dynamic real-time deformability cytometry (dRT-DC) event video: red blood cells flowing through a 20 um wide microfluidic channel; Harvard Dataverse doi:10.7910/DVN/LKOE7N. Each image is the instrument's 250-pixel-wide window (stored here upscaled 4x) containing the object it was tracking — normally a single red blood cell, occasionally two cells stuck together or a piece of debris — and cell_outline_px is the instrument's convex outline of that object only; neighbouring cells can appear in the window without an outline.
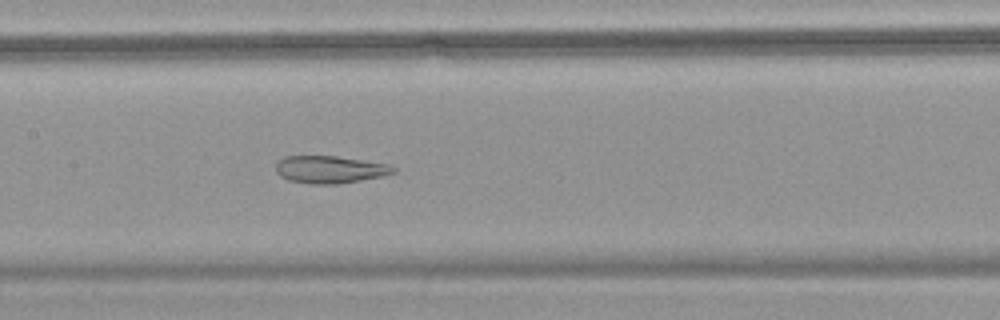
{"species": "common noctule bat (a hibernating species)", "species_latin": "Nyctalus noctula", "temperature_condition": "warm", "stored_images_in_passage": 58, "camera_frame_rate_fps": 3000, "um_per_image_px": 0.085, "animal": {"sex": "female", "body_mass_g": 18.4}, "frame": {"image": 1, "passage_image": 30, "time_ms": 9.667, "image_size_px": [1000, 320], "cell_outline_px": [[396, 172], [380, 176], [340, 184], [312, 184], [288, 180], [280, 176], [276, 172], [276, 164], [284, 156], [336, 156], [388, 164], [396, 168]], "centroid_in_image_um": [28.02, 14.41], "position_along_channel_um": 179.4, "area_um2": 18.67}}
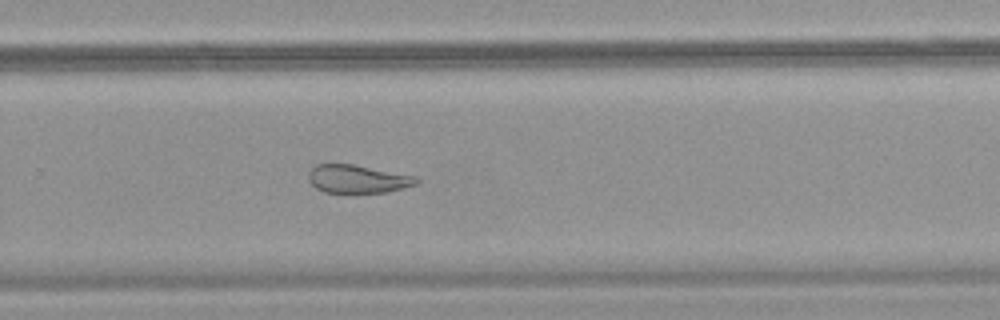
{"frame": {"image": 2, "passage_image": 40, "time_ms": 13.0, "image_size_px": [1000, 320], "cell_outline_px": [[420, 184], [388, 192], [356, 196], [352, 196], [324, 192], [316, 188], [308, 180], [308, 172], [316, 164], [352, 164], [416, 176], [420, 180]], "centroid_in_image_um": [30.42, 15.27], "position_along_channel_um": 299.4, "area_um2": 18.73}}
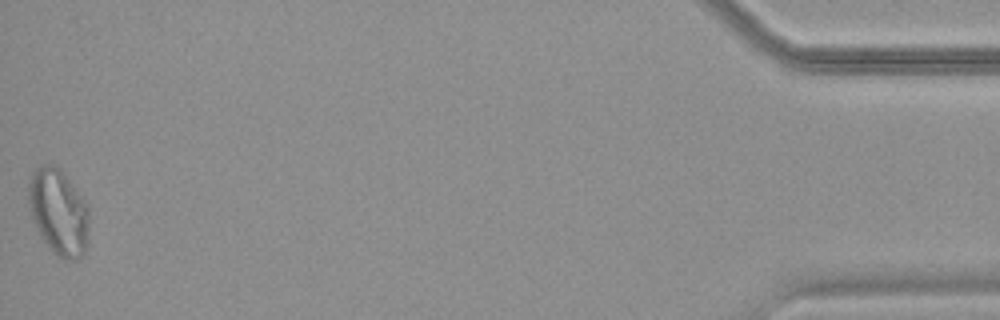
{"frame": {"image": 3, "passage_image": 58, "time_ms": 19.0, "image_size_px": [1000, 320], "cell_outline_px": [[88, 244], [84, 252], [76, 260], [68, 260], [60, 256], [40, 236], [32, 220], [28, 208], [28, 184], [32, 172], [36, 168], [44, 164], [52, 164], [60, 168], [88, 204]], "centroid_in_image_um": [4.97, 17.98], "position_along_channel_um": 430.2, "area_um2": 30.46}, "authors_computed_cell_mechanics": {"area_um2": 26.2701, "velocity_mm_per_s": 3.6192, "shape_relaxation_time_tau1_ms": null, "shape_relaxation_time_tau2_ms": 1.6624, "deformation_change_tau1": null, "deformation_change_tau2": 0.0894}}